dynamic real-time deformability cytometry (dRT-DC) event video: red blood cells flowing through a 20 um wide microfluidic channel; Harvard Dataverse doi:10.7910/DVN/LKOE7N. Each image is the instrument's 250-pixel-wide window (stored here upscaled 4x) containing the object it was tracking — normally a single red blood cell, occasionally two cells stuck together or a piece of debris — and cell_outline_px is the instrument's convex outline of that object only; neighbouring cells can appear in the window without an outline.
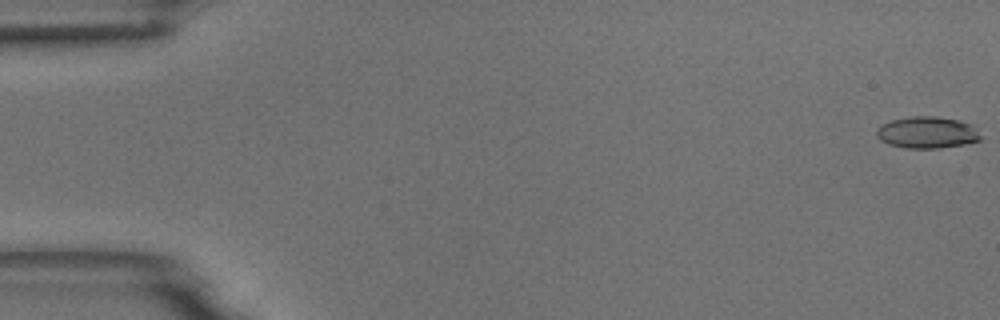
{"species": "common noctule bat (a hibernating species)", "species_latin": "Nyctalus noctula", "temperature_condition": "room temperature", "stored_images_in_passage": 56, "camera_frame_rate_fps": 3000, "um_per_image_px": 0.085, "animal": {"sex": "male", "body_mass_g": 18.8}, "frame": {"image": 1, "passage_image": 1, "time_ms": 0.0, "image_size_px": [1000, 320], "cell_outline_px": [[980, 140], [964, 144], [940, 148], [904, 148], [888, 144], [880, 140], [876, 136], [876, 128], [892, 120], [912, 116], [936, 116], [960, 120], [972, 124], [980, 136]], "centroid_in_image_um": [78.79, 11.26], "position_along_channel_um": 6.2, "area_um2": 19.25}}
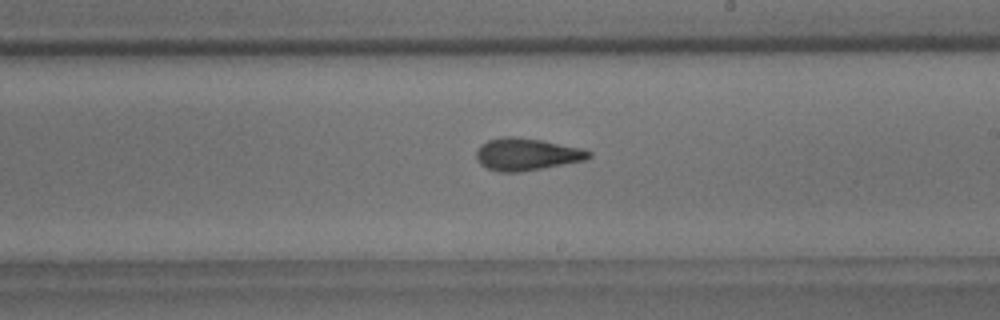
{"frame": {"image": 2, "passage_image": 33, "time_ms": 10.667, "image_size_px": [1000, 320], "cell_outline_px": [[592, 156], [584, 160], [520, 172], [496, 172], [480, 164], [476, 156], [476, 152], [480, 144], [488, 140], [500, 136], [516, 136], [544, 140], [584, 148], [592, 152]], "centroid_in_image_um": [44.76, 13.09], "position_along_channel_um": 244.2, "area_um2": 21.39}}
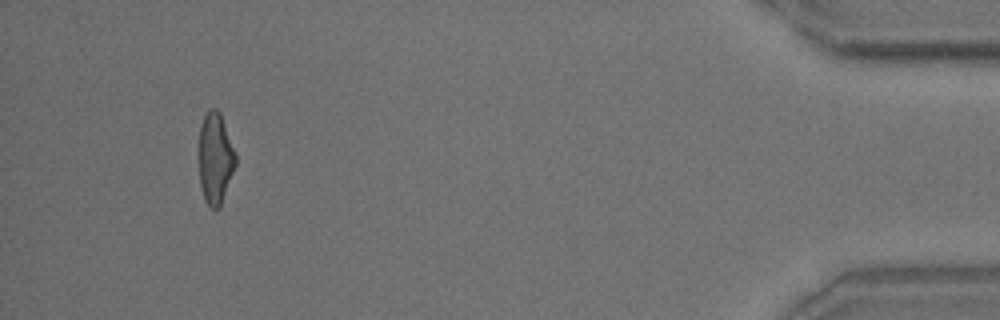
{"frame": {"image": 3, "passage_image": 53, "time_ms": 17.333, "image_size_px": [1000, 320], "cell_outline_px": [[236, 164], [220, 208], [212, 208], [204, 200], [200, 184], [200, 124], [208, 108], [216, 108], [220, 112], [236, 156]], "centroid_in_image_um": [18.3, 13.45], "position_along_channel_um": 416.9, "area_um2": 19.25}, "authors_computed_cell_mechanics": {"area_um2": 20.0855, "velocity_mm_per_s": 3.6374, "shape_relaxation_time_tau1_ms": 5.8293, "shape_relaxation_time_tau2_ms": 2.676, "deformation_change_tau1": 0.1909, "deformation_change_tau2": 0.1269}}